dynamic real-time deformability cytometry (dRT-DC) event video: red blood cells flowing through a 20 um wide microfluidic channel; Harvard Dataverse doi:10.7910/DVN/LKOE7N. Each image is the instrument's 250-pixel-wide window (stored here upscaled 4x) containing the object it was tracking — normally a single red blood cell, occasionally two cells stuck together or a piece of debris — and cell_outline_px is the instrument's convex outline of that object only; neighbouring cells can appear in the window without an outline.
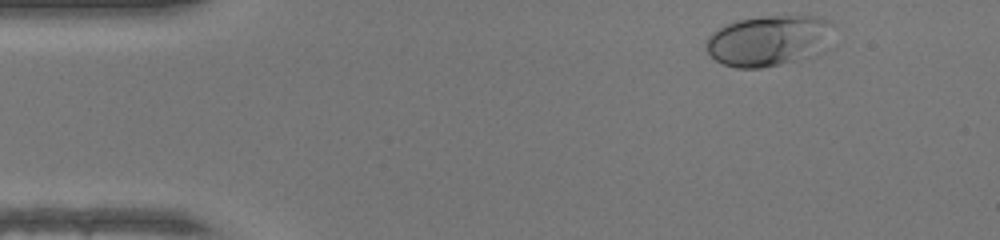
{"species": "human", "species_latin": "Homo sapiens", "temperature_condition": "warm", "stored_images_in_passage": 35, "camera_frame_rate_fps": 3000, "um_per_image_px": 0.085, "donor": {"sex": "female"}, "frame": {"image": 1, "passage_image": 1, "time_ms": 0.0, "image_size_px": [1000, 240], "cell_outline_px": [[832, 24], [816, 44], [792, 60], [760, 68], [736, 68], [724, 64], [716, 60], [708, 52], [704, 44], [708, 36], [720, 28], [728, 24], [740, 20], [764, 16], [816, 16]], "centroid_in_image_um": [65.03, 3.42], "position_along_channel_um": 20.0, "area_um2": 34.68}}
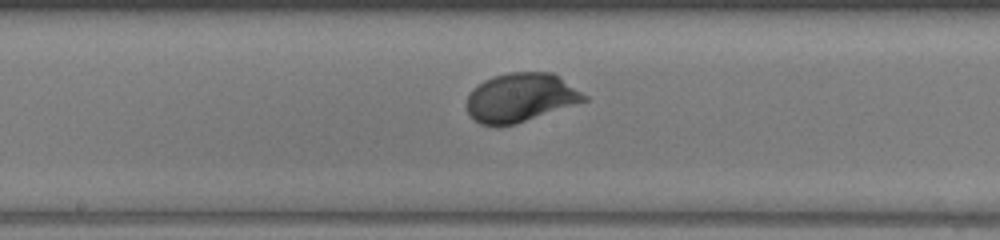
{"frame": {"image": 2, "passage_image": 20, "time_ms": 6.333, "image_size_px": [1000, 240], "cell_outline_px": [[588, 100], [516, 124], [496, 128], [480, 124], [468, 112], [464, 104], [472, 88], [484, 80], [492, 76], [508, 72], [552, 72], [560, 76], [588, 96]], "centroid_in_image_um": [44.23, 8.3], "position_along_channel_um": 204.0, "area_um2": 33.93}}
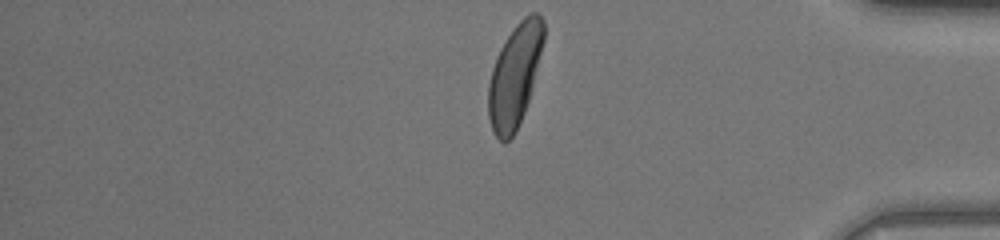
{"frame": {"image": 3, "passage_image": 35, "time_ms": 11.333, "image_size_px": [1000, 240], "cell_outline_px": [[544, 40], [532, 88], [524, 112], [516, 132], [504, 144], [492, 132], [488, 116], [488, 84], [492, 68], [496, 56], [500, 48], [516, 24], [524, 16], [532, 12], [540, 12], [544, 20]], "centroid_in_image_um": [43.74, 6.42], "position_along_channel_um": 391.5, "area_um2": 33.12}, "authors_computed_cell_mechanics": {"area_um2": 33.1194, "velocity_mm_per_s": 4.3029, "shape_relaxation_time_tau1_ms": 1.7279, "shape_relaxation_time_tau2_ms": null, "deformation_change_tau1": 0.151, "deformation_change_tau2": null}}